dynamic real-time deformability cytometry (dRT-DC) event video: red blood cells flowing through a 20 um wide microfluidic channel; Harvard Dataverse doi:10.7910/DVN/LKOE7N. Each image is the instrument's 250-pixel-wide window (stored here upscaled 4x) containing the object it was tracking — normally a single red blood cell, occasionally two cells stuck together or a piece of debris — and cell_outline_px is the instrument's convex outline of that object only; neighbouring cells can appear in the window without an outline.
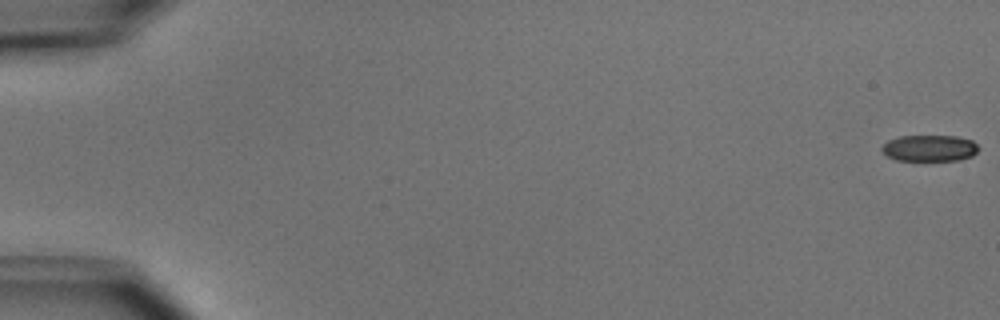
{"species": "common noctule bat (a hibernating species)", "species_latin": "Nyctalus noctula", "temperature_condition": "cold", "stored_images_in_passage": 54, "camera_frame_rate_fps": 3000, "um_per_image_px": 0.085, "animal": {"sex": "male", "body_mass_g": 15.6}, "frame": {"image": 1, "passage_image": 1, "time_ms": 0.0, "image_size_px": [1000, 320], "cell_outline_px": [[980, 148], [972, 156], [960, 160], [896, 160], [888, 156], [880, 148], [888, 140], [900, 136], [956, 136], [972, 140]], "centroid_in_image_um": [79.03, 12.59], "position_along_channel_um": 6.0, "area_um2": 14.8}}
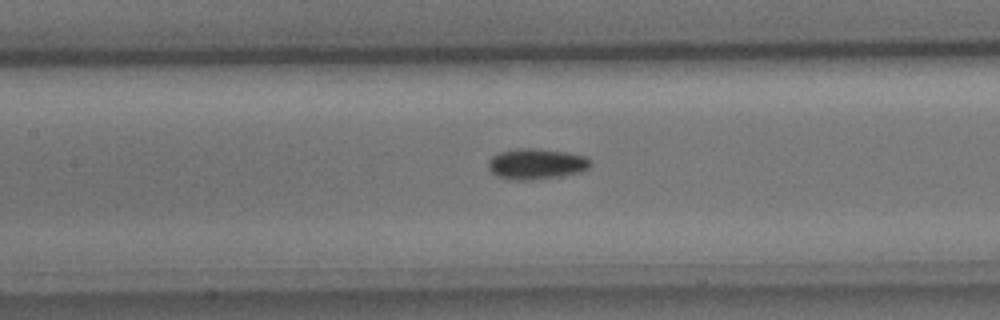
{"frame": {"image": 2, "passage_image": 26, "time_ms": 8.333, "image_size_px": [1000, 320], "cell_outline_px": [[592, 164], [588, 168], [580, 172], [560, 176], [532, 180], [508, 180], [496, 176], [488, 168], [488, 160], [492, 156], [500, 152], [516, 148], [536, 148], [568, 152], [588, 156], [592, 160]], "centroid_in_image_um": [45.6, 13.93], "position_along_channel_um": 161.8, "area_um2": 18.67}}
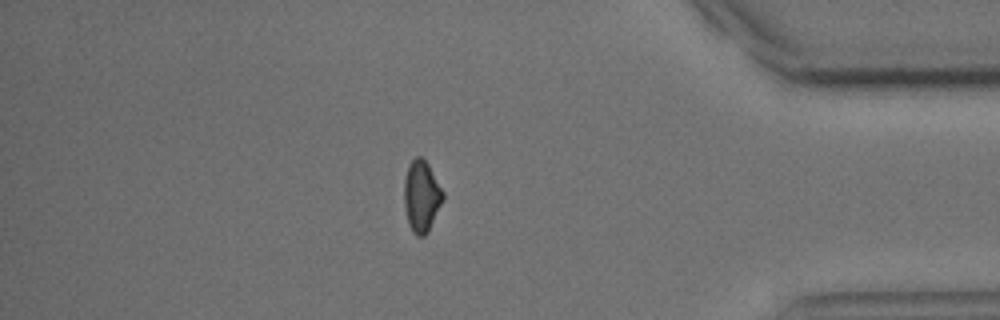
{"frame": {"image": 3, "passage_image": 47, "time_ms": 15.333, "image_size_px": [1000, 320], "cell_outline_px": [[444, 200], [428, 232], [424, 236], [416, 236], [412, 232], [408, 224], [404, 208], [404, 180], [408, 164], [416, 156], [420, 156], [428, 164], [444, 192]], "centroid_in_image_um": [35.82, 16.7], "position_along_channel_um": 399.4, "area_um2": 16.42}, "authors_computed_cell_mechanics": {"area_um2": 16.762, "velocity_mm_per_s": 3.808, "shape_relaxation_time_tau1_ms": 3.0225, "shape_relaxation_time_tau2_ms": null, "deformation_change_tau1": 0.093, "deformation_change_tau2": null}}